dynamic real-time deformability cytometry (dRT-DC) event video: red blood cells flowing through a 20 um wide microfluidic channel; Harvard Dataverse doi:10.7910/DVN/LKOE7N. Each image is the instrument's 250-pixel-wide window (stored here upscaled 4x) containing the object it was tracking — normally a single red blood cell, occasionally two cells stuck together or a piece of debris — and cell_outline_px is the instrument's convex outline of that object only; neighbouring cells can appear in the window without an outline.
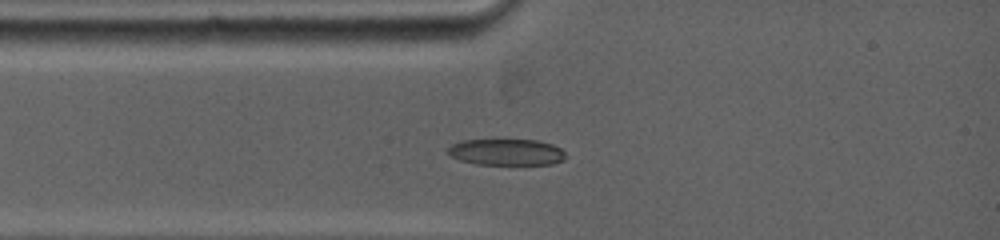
{"species": "common noctule bat (a hibernating species)", "species_latin": "Nyctalus noctula", "temperature_condition": "warm", "stored_images_in_passage": 3, "camera_frame_rate_fps": 5000, "um_per_image_px": 0.085, "animal": {"sex": "female", "body_mass_g": 19.0, "forearm_length_mm": 53.3}, "frame": {"image": 1, "passage_image": 1, "time_ms": 0.0, "image_size_px": [1000, 240], "cell_outline_px": [[564, 156], [560, 160], [548, 164], [480, 164], [460, 160], [452, 156], [448, 152], [456, 144], [464, 140], [536, 140], [560, 148], [564, 152]], "centroid_in_image_um": [43.06, 12.93], "position_along_channel_um": 41.9, "area_um2": 17.28}}